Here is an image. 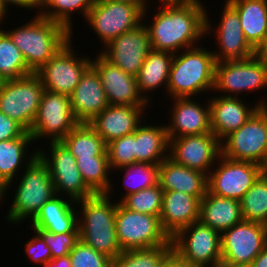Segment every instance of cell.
Segmentation results:
<instances>
[{
  "mask_svg": "<svg viewBox=\"0 0 267 267\" xmlns=\"http://www.w3.org/2000/svg\"><path fill=\"white\" fill-rule=\"evenodd\" d=\"M267 245V225L241 221L221 233V264L249 267Z\"/></svg>",
  "mask_w": 267,
  "mask_h": 267,
  "instance_id": "8fae6325",
  "label": "cell"
},
{
  "mask_svg": "<svg viewBox=\"0 0 267 267\" xmlns=\"http://www.w3.org/2000/svg\"><path fill=\"white\" fill-rule=\"evenodd\" d=\"M238 13L245 40L255 50L267 36V0H226Z\"/></svg>",
  "mask_w": 267,
  "mask_h": 267,
  "instance_id": "f1b7e54d",
  "label": "cell"
},
{
  "mask_svg": "<svg viewBox=\"0 0 267 267\" xmlns=\"http://www.w3.org/2000/svg\"><path fill=\"white\" fill-rule=\"evenodd\" d=\"M168 149L169 139L166 125L145 124L135 130L136 162L159 165L168 158Z\"/></svg>",
  "mask_w": 267,
  "mask_h": 267,
  "instance_id": "f546056e",
  "label": "cell"
},
{
  "mask_svg": "<svg viewBox=\"0 0 267 267\" xmlns=\"http://www.w3.org/2000/svg\"><path fill=\"white\" fill-rule=\"evenodd\" d=\"M200 199L180 191H163L160 223L173 238L179 231L199 221Z\"/></svg>",
  "mask_w": 267,
  "mask_h": 267,
  "instance_id": "cb8c5ba5",
  "label": "cell"
},
{
  "mask_svg": "<svg viewBox=\"0 0 267 267\" xmlns=\"http://www.w3.org/2000/svg\"><path fill=\"white\" fill-rule=\"evenodd\" d=\"M21 51L27 67L36 73L72 37L65 26L36 15L23 26L10 31L3 30Z\"/></svg>",
  "mask_w": 267,
  "mask_h": 267,
  "instance_id": "7a4b0ae2",
  "label": "cell"
},
{
  "mask_svg": "<svg viewBox=\"0 0 267 267\" xmlns=\"http://www.w3.org/2000/svg\"><path fill=\"white\" fill-rule=\"evenodd\" d=\"M249 267H267V245L254 258L253 262Z\"/></svg>",
  "mask_w": 267,
  "mask_h": 267,
  "instance_id": "681fc988",
  "label": "cell"
},
{
  "mask_svg": "<svg viewBox=\"0 0 267 267\" xmlns=\"http://www.w3.org/2000/svg\"><path fill=\"white\" fill-rule=\"evenodd\" d=\"M144 109L146 110V106L109 105L89 125L107 144L114 139L132 134L142 124Z\"/></svg>",
  "mask_w": 267,
  "mask_h": 267,
  "instance_id": "d4e9b609",
  "label": "cell"
},
{
  "mask_svg": "<svg viewBox=\"0 0 267 267\" xmlns=\"http://www.w3.org/2000/svg\"><path fill=\"white\" fill-rule=\"evenodd\" d=\"M255 56L266 66L267 68V36L262 43L255 49Z\"/></svg>",
  "mask_w": 267,
  "mask_h": 267,
  "instance_id": "c3c4849f",
  "label": "cell"
},
{
  "mask_svg": "<svg viewBox=\"0 0 267 267\" xmlns=\"http://www.w3.org/2000/svg\"><path fill=\"white\" fill-rule=\"evenodd\" d=\"M266 87L267 68L255 55L244 60L216 63L213 91L226 93L222 96L237 97L238 93Z\"/></svg>",
  "mask_w": 267,
  "mask_h": 267,
  "instance_id": "5bb4252c",
  "label": "cell"
},
{
  "mask_svg": "<svg viewBox=\"0 0 267 267\" xmlns=\"http://www.w3.org/2000/svg\"><path fill=\"white\" fill-rule=\"evenodd\" d=\"M7 8L3 2V0H0V24L3 21V19H5V15L7 14Z\"/></svg>",
  "mask_w": 267,
  "mask_h": 267,
  "instance_id": "f5cc1de1",
  "label": "cell"
},
{
  "mask_svg": "<svg viewBox=\"0 0 267 267\" xmlns=\"http://www.w3.org/2000/svg\"><path fill=\"white\" fill-rule=\"evenodd\" d=\"M6 190H8L7 185L3 181H0V201L6 195L5 194V192H7Z\"/></svg>",
  "mask_w": 267,
  "mask_h": 267,
  "instance_id": "db71d44e",
  "label": "cell"
},
{
  "mask_svg": "<svg viewBox=\"0 0 267 267\" xmlns=\"http://www.w3.org/2000/svg\"><path fill=\"white\" fill-rule=\"evenodd\" d=\"M33 73L9 36L0 28V78L3 81L16 80Z\"/></svg>",
  "mask_w": 267,
  "mask_h": 267,
  "instance_id": "8d00e7d4",
  "label": "cell"
},
{
  "mask_svg": "<svg viewBox=\"0 0 267 267\" xmlns=\"http://www.w3.org/2000/svg\"><path fill=\"white\" fill-rule=\"evenodd\" d=\"M32 239L25 243L26 254L31 261L42 264L43 267L52 260L50 248L43 238L36 232Z\"/></svg>",
  "mask_w": 267,
  "mask_h": 267,
  "instance_id": "ee69618b",
  "label": "cell"
},
{
  "mask_svg": "<svg viewBox=\"0 0 267 267\" xmlns=\"http://www.w3.org/2000/svg\"><path fill=\"white\" fill-rule=\"evenodd\" d=\"M240 206L245 221L267 225V170L258 177L242 197Z\"/></svg>",
  "mask_w": 267,
  "mask_h": 267,
  "instance_id": "e575fe53",
  "label": "cell"
},
{
  "mask_svg": "<svg viewBox=\"0 0 267 267\" xmlns=\"http://www.w3.org/2000/svg\"><path fill=\"white\" fill-rule=\"evenodd\" d=\"M161 267H197L191 265L185 259L180 257L174 250H172L163 260Z\"/></svg>",
  "mask_w": 267,
  "mask_h": 267,
  "instance_id": "bcb514c9",
  "label": "cell"
},
{
  "mask_svg": "<svg viewBox=\"0 0 267 267\" xmlns=\"http://www.w3.org/2000/svg\"><path fill=\"white\" fill-rule=\"evenodd\" d=\"M94 2L95 0H41L37 15L62 24L72 32L70 16L74 11L77 12L76 10H78L81 11L79 13H82V16L86 18Z\"/></svg>",
  "mask_w": 267,
  "mask_h": 267,
  "instance_id": "d590c367",
  "label": "cell"
},
{
  "mask_svg": "<svg viewBox=\"0 0 267 267\" xmlns=\"http://www.w3.org/2000/svg\"><path fill=\"white\" fill-rule=\"evenodd\" d=\"M116 236L122 251L148 249L168 244L159 216L134 212L119 201L115 214Z\"/></svg>",
  "mask_w": 267,
  "mask_h": 267,
  "instance_id": "52a82bcc",
  "label": "cell"
},
{
  "mask_svg": "<svg viewBox=\"0 0 267 267\" xmlns=\"http://www.w3.org/2000/svg\"><path fill=\"white\" fill-rule=\"evenodd\" d=\"M146 10L135 3L95 0L84 19L106 46L114 38L143 23Z\"/></svg>",
  "mask_w": 267,
  "mask_h": 267,
  "instance_id": "9c48e42d",
  "label": "cell"
},
{
  "mask_svg": "<svg viewBox=\"0 0 267 267\" xmlns=\"http://www.w3.org/2000/svg\"><path fill=\"white\" fill-rule=\"evenodd\" d=\"M29 158V160H28ZM24 175L17 186L12 205L7 213L9 223L17 224L35 218L41 207L56 196L48 166L37 155V150L28 156Z\"/></svg>",
  "mask_w": 267,
  "mask_h": 267,
  "instance_id": "5b68a950",
  "label": "cell"
},
{
  "mask_svg": "<svg viewBox=\"0 0 267 267\" xmlns=\"http://www.w3.org/2000/svg\"><path fill=\"white\" fill-rule=\"evenodd\" d=\"M71 267H112V259L80 239L69 253Z\"/></svg>",
  "mask_w": 267,
  "mask_h": 267,
  "instance_id": "b9f144b4",
  "label": "cell"
},
{
  "mask_svg": "<svg viewBox=\"0 0 267 267\" xmlns=\"http://www.w3.org/2000/svg\"><path fill=\"white\" fill-rule=\"evenodd\" d=\"M75 201L60 195L47 201L30 221L32 230H45L49 233H79L78 211L73 207ZM76 210V211H75Z\"/></svg>",
  "mask_w": 267,
  "mask_h": 267,
  "instance_id": "484cf974",
  "label": "cell"
},
{
  "mask_svg": "<svg viewBox=\"0 0 267 267\" xmlns=\"http://www.w3.org/2000/svg\"><path fill=\"white\" fill-rule=\"evenodd\" d=\"M110 2H125V3H135L140 5L144 10L147 8V0H105Z\"/></svg>",
  "mask_w": 267,
  "mask_h": 267,
  "instance_id": "816d5d0a",
  "label": "cell"
},
{
  "mask_svg": "<svg viewBox=\"0 0 267 267\" xmlns=\"http://www.w3.org/2000/svg\"><path fill=\"white\" fill-rule=\"evenodd\" d=\"M99 53L125 73L138 75L144 60L152 50L145 23L114 38Z\"/></svg>",
  "mask_w": 267,
  "mask_h": 267,
  "instance_id": "ac0fdd59",
  "label": "cell"
},
{
  "mask_svg": "<svg viewBox=\"0 0 267 267\" xmlns=\"http://www.w3.org/2000/svg\"><path fill=\"white\" fill-rule=\"evenodd\" d=\"M120 169L126 172L123 176L127 190L124 197L158 184L159 165L136 162Z\"/></svg>",
  "mask_w": 267,
  "mask_h": 267,
  "instance_id": "f35d334b",
  "label": "cell"
},
{
  "mask_svg": "<svg viewBox=\"0 0 267 267\" xmlns=\"http://www.w3.org/2000/svg\"><path fill=\"white\" fill-rule=\"evenodd\" d=\"M172 250L170 241L154 248L122 251L112 259V267H161L163 260Z\"/></svg>",
  "mask_w": 267,
  "mask_h": 267,
  "instance_id": "74e56055",
  "label": "cell"
},
{
  "mask_svg": "<svg viewBox=\"0 0 267 267\" xmlns=\"http://www.w3.org/2000/svg\"><path fill=\"white\" fill-rule=\"evenodd\" d=\"M163 190L160 184L122 197L119 202L127 209L159 216L162 210Z\"/></svg>",
  "mask_w": 267,
  "mask_h": 267,
  "instance_id": "ab89813d",
  "label": "cell"
},
{
  "mask_svg": "<svg viewBox=\"0 0 267 267\" xmlns=\"http://www.w3.org/2000/svg\"><path fill=\"white\" fill-rule=\"evenodd\" d=\"M107 154L111 169H119L136 163L135 131L107 143Z\"/></svg>",
  "mask_w": 267,
  "mask_h": 267,
  "instance_id": "60d3db41",
  "label": "cell"
},
{
  "mask_svg": "<svg viewBox=\"0 0 267 267\" xmlns=\"http://www.w3.org/2000/svg\"><path fill=\"white\" fill-rule=\"evenodd\" d=\"M267 104L261 100L253 107L237 97L218 96L209 99L211 132L221 141L232 131L239 129L260 108ZM249 107V108H248Z\"/></svg>",
  "mask_w": 267,
  "mask_h": 267,
  "instance_id": "44dd1931",
  "label": "cell"
},
{
  "mask_svg": "<svg viewBox=\"0 0 267 267\" xmlns=\"http://www.w3.org/2000/svg\"><path fill=\"white\" fill-rule=\"evenodd\" d=\"M111 198L110 193L94 194L76 204L82 209V217L78 218L79 239L114 259L122 249L117 240L115 227L117 203H112Z\"/></svg>",
  "mask_w": 267,
  "mask_h": 267,
  "instance_id": "3957f363",
  "label": "cell"
},
{
  "mask_svg": "<svg viewBox=\"0 0 267 267\" xmlns=\"http://www.w3.org/2000/svg\"><path fill=\"white\" fill-rule=\"evenodd\" d=\"M208 174L207 190L217 196L241 200L265 169L252 162L234 161L220 155Z\"/></svg>",
  "mask_w": 267,
  "mask_h": 267,
  "instance_id": "2e32d148",
  "label": "cell"
},
{
  "mask_svg": "<svg viewBox=\"0 0 267 267\" xmlns=\"http://www.w3.org/2000/svg\"><path fill=\"white\" fill-rule=\"evenodd\" d=\"M78 124L71 109L70 96L44 90L29 133L33 142L45 136L50 137L51 142H59Z\"/></svg>",
  "mask_w": 267,
  "mask_h": 267,
  "instance_id": "7c38bea8",
  "label": "cell"
},
{
  "mask_svg": "<svg viewBox=\"0 0 267 267\" xmlns=\"http://www.w3.org/2000/svg\"><path fill=\"white\" fill-rule=\"evenodd\" d=\"M171 241L173 250L193 266L221 264V233L200 221L179 231Z\"/></svg>",
  "mask_w": 267,
  "mask_h": 267,
  "instance_id": "30bf717a",
  "label": "cell"
},
{
  "mask_svg": "<svg viewBox=\"0 0 267 267\" xmlns=\"http://www.w3.org/2000/svg\"><path fill=\"white\" fill-rule=\"evenodd\" d=\"M77 168L86 186L94 194L111 193V181L108 178L111 170L108 156H92L91 158H76Z\"/></svg>",
  "mask_w": 267,
  "mask_h": 267,
  "instance_id": "836d02e7",
  "label": "cell"
},
{
  "mask_svg": "<svg viewBox=\"0 0 267 267\" xmlns=\"http://www.w3.org/2000/svg\"><path fill=\"white\" fill-rule=\"evenodd\" d=\"M216 37L220 50L213 51L215 61L244 60L255 55V50L245 40L237 11L225 0Z\"/></svg>",
  "mask_w": 267,
  "mask_h": 267,
  "instance_id": "ffe728a7",
  "label": "cell"
},
{
  "mask_svg": "<svg viewBox=\"0 0 267 267\" xmlns=\"http://www.w3.org/2000/svg\"><path fill=\"white\" fill-rule=\"evenodd\" d=\"M33 142L31 134L26 131L21 137L0 141V178L7 185L13 184L20 166L27 154V146ZM27 148V149H26Z\"/></svg>",
  "mask_w": 267,
  "mask_h": 267,
  "instance_id": "d6a6232c",
  "label": "cell"
},
{
  "mask_svg": "<svg viewBox=\"0 0 267 267\" xmlns=\"http://www.w3.org/2000/svg\"><path fill=\"white\" fill-rule=\"evenodd\" d=\"M220 143L224 157L252 162L267 170V110L260 107L243 126L229 133Z\"/></svg>",
  "mask_w": 267,
  "mask_h": 267,
  "instance_id": "8992f818",
  "label": "cell"
},
{
  "mask_svg": "<svg viewBox=\"0 0 267 267\" xmlns=\"http://www.w3.org/2000/svg\"><path fill=\"white\" fill-rule=\"evenodd\" d=\"M44 90L36 73L4 81L0 89V111L29 132Z\"/></svg>",
  "mask_w": 267,
  "mask_h": 267,
  "instance_id": "ba28073f",
  "label": "cell"
},
{
  "mask_svg": "<svg viewBox=\"0 0 267 267\" xmlns=\"http://www.w3.org/2000/svg\"><path fill=\"white\" fill-rule=\"evenodd\" d=\"M174 55L170 52L152 49L144 60L136 80L138 91L147 102L151 101V98L144 94L155 91L154 89L163 85L167 88Z\"/></svg>",
  "mask_w": 267,
  "mask_h": 267,
  "instance_id": "4dcf8cb0",
  "label": "cell"
},
{
  "mask_svg": "<svg viewBox=\"0 0 267 267\" xmlns=\"http://www.w3.org/2000/svg\"><path fill=\"white\" fill-rule=\"evenodd\" d=\"M187 98H173L171 122L166 125L168 139L211 133L209 99L205 108Z\"/></svg>",
  "mask_w": 267,
  "mask_h": 267,
  "instance_id": "7402d4cb",
  "label": "cell"
},
{
  "mask_svg": "<svg viewBox=\"0 0 267 267\" xmlns=\"http://www.w3.org/2000/svg\"><path fill=\"white\" fill-rule=\"evenodd\" d=\"M197 46L174 55L166 89L172 98L194 97L202 94V91H213L216 66L214 54L211 50Z\"/></svg>",
  "mask_w": 267,
  "mask_h": 267,
  "instance_id": "277c9868",
  "label": "cell"
},
{
  "mask_svg": "<svg viewBox=\"0 0 267 267\" xmlns=\"http://www.w3.org/2000/svg\"><path fill=\"white\" fill-rule=\"evenodd\" d=\"M168 158L207 176L221 155L220 140L211 132L169 139Z\"/></svg>",
  "mask_w": 267,
  "mask_h": 267,
  "instance_id": "e0dca14e",
  "label": "cell"
},
{
  "mask_svg": "<svg viewBox=\"0 0 267 267\" xmlns=\"http://www.w3.org/2000/svg\"><path fill=\"white\" fill-rule=\"evenodd\" d=\"M92 60L91 66L97 71L109 105L147 106L148 102L140 95L134 75L125 73L112 65L101 54Z\"/></svg>",
  "mask_w": 267,
  "mask_h": 267,
  "instance_id": "d6986e66",
  "label": "cell"
},
{
  "mask_svg": "<svg viewBox=\"0 0 267 267\" xmlns=\"http://www.w3.org/2000/svg\"><path fill=\"white\" fill-rule=\"evenodd\" d=\"M71 109L79 123H90L109 103L97 71L90 66L70 95Z\"/></svg>",
  "mask_w": 267,
  "mask_h": 267,
  "instance_id": "603a6c76",
  "label": "cell"
},
{
  "mask_svg": "<svg viewBox=\"0 0 267 267\" xmlns=\"http://www.w3.org/2000/svg\"><path fill=\"white\" fill-rule=\"evenodd\" d=\"M36 231L50 248L52 259L68 256L79 240V233H49L45 230Z\"/></svg>",
  "mask_w": 267,
  "mask_h": 267,
  "instance_id": "7bdbcfd3",
  "label": "cell"
},
{
  "mask_svg": "<svg viewBox=\"0 0 267 267\" xmlns=\"http://www.w3.org/2000/svg\"><path fill=\"white\" fill-rule=\"evenodd\" d=\"M40 1L41 0H3L6 8L9 7V5H15L23 8H40ZM9 4V5H8Z\"/></svg>",
  "mask_w": 267,
  "mask_h": 267,
  "instance_id": "7dc6e473",
  "label": "cell"
},
{
  "mask_svg": "<svg viewBox=\"0 0 267 267\" xmlns=\"http://www.w3.org/2000/svg\"><path fill=\"white\" fill-rule=\"evenodd\" d=\"M44 267H71L70 257H60L50 260Z\"/></svg>",
  "mask_w": 267,
  "mask_h": 267,
  "instance_id": "f907efd6",
  "label": "cell"
},
{
  "mask_svg": "<svg viewBox=\"0 0 267 267\" xmlns=\"http://www.w3.org/2000/svg\"><path fill=\"white\" fill-rule=\"evenodd\" d=\"M208 176L173 162L170 158L159 164L158 183L163 191H180L198 197L207 192Z\"/></svg>",
  "mask_w": 267,
  "mask_h": 267,
  "instance_id": "4316f807",
  "label": "cell"
},
{
  "mask_svg": "<svg viewBox=\"0 0 267 267\" xmlns=\"http://www.w3.org/2000/svg\"><path fill=\"white\" fill-rule=\"evenodd\" d=\"M218 267H230V266H226V265L220 264Z\"/></svg>",
  "mask_w": 267,
  "mask_h": 267,
  "instance_id": "6f0895ef",
  "label": "cell"
},
{
  "mask_svg": "<svg viewBox=\"0 0 267 267\" xmlns=\"http://www.w3.org/2000/svg\"><path fill=\"white\" fill-rule=\"evenodd\" d=\"M3 82L4 81L0 78V89H1V86H2Z\"/></svg>",
  "mask_w": 267,
  "mask_h": 267,
  "instance_id": "9f6ffc18",
  "label": "cell"
},
{
  "mask_svg": "<svg viewBox=\"0 0 267 267\" xmlns=\"http://www.w3.org/2000/svg\"><path fill=\"white\" fill-rule=\"evenodd\" d=\"M191 0H160L162 3H182V2H187Z\"/></svg>",
  "mask_w": 267,
  "mask_h": 267,
  "instance_id": "11a10c76",
  "label": "cell"
},
{
  "mask_svg": "<svg viewBox=\"0 0 267 267\" xmlns=\"http://www.w3.org/2000/svg\"><path fill=\"white\" fill-rule=\"evenodd\" d=\"M61 142L75 158L108 156L107 144L89 123H79Z\"/></svg>",
  "mask_w": 267,
  "mask_h": 267,
  "instance_id": "1f68e13d",
  "label": "cell"
},
{
  "mask_svg": "<svg viewBox=\"0 0 267 267\" xmlns=\"http://www.w3.org/2000/svg\"><path fill=\"white\" fill-rule=\"evenodd\" d=\"M162 6L153 15L152 24H145L153 50L177 54L195 47L202 36L210 34L212 24L200 0L163 3Z\"/></svg>",
  "mask_w": 267,
  "mask_h": 267,
  "instance_id": "6da1fadb",
  "label": "cell"
},
{
  "mask_svg": "<svg viewBox=\"0 0 267 267\" xmlns=\"http://www.w3.org/2000/svg\"><path fill=\"white\" fill-rule=\"evenodd\" d=\"M25 132L19 123L0 111V141L19 138Z\"/></svg>",
  "mask_w": 267,
  "mask_h": 267,
  "instance_id": "f6af8a7d",
  "label": "cell"
},
{
  "mask_svg": "<svg viewBox=\"0 0 267 267\" xmlns=\"http://www.w3.org/2000/svg\"><path fill=\"white\" fill-rule=\"evenodd\" d=\"M71 39L36 74L45 90L70 96L84 72L91 66L89 57H76Z\"/></svg>",
  "mask_w": 267,
  "mask_h": 267,
  "instance_id": "9a60e30c",
  "label": "cell"
},
{
  "mask_svg": "<svg viewBox=\"0 0 267 267\" xmlns=\"http://www.w3.org/2000/svg\"><path fill=\"white\" fill-rule=\"evenodd\" d=\"M49 143L50 153L47 155L46 150L43 152L42 149H37V155L48 166L56 195L61 196L65 193L70 200L75 202L94 195L83 181L77 168L76 158L67 147L61 141Z\"/></svg>",
  "mask_w": 267,
  "mask_h": 267,
  "instance_id": "4fadbf2b",
  "label": "cell"
},
{
  "mask_svg": "<svg viewBox=\"0 0 267 267\" xmlns=\"http://www.w3.org/2000/svg\"><path fill=\"white\" fill-rule=\"evenodd\" d=\"M243 220L239 200L220 197L208 190L200 200L199 221L219 233Z\"/></svg>",
  "mask_w": 267,
  "mask_h": 267,
  "instance_id": "83f0119b",
  "label": "cell"
}]
</instances>
